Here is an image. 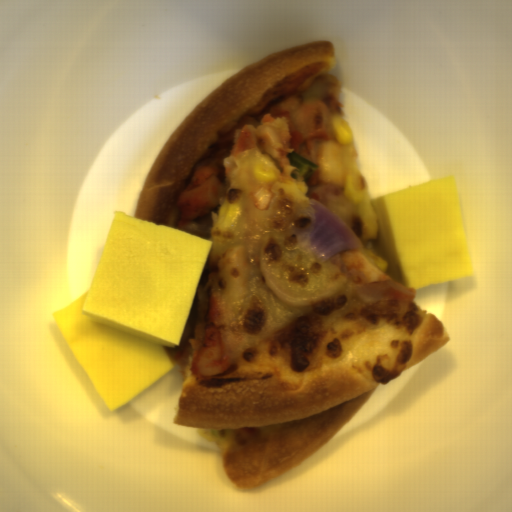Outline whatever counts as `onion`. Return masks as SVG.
<instances>
[{"label":"onion","instance_id":"1","mask_svg":"<svg viewBox=\"0 0 512 512\" xmlns=\"http://www.w3.org/2000/svg\"><path fill=\"white\" fill-rule=\"evenodd\" d=\"M313 213L310 231L315 256L327 261L342 251L357 250L360 241L317 199L310 202Z\"/></svg>","mask_w":512,"mask_h":512}]
</instances>
